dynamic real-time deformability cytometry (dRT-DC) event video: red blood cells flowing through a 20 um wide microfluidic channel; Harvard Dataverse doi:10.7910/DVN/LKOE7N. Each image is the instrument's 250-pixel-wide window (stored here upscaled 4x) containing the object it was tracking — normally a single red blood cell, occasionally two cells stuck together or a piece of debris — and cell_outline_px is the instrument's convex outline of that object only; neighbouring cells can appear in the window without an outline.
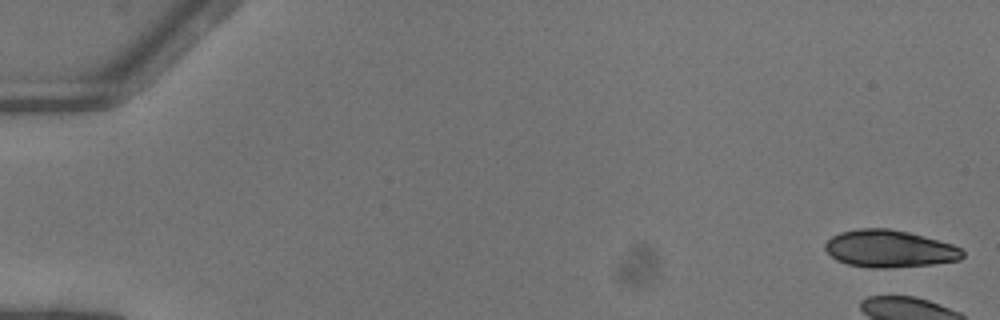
{"species": "common noctule bat (a hibernating species)", "species_latin": "Nyctalus noctula", "temperature_condition": "warm", "stored_images_in_passage": 19, "camera_frame_rate_fps": 3000, "um_per_image_px": 0.085, "animal": {"sex": "female"}, "frame": {"image": 1, "passage_image": 1, "time_ms": 0.0, "image_size_px": [1000, 320], "cell_outline_px": [[964, 256], [960, 260], [932, 264], [888, 268], [868, 268], [848, 264], [836, 260], [824, 248], [824, 244], [832, 236], [840, 232], [856, 228], [888, 228], [908, 232], [924, 236], [952, 244], [960, 248], [964, 252]], "centroid_in_image_um": [75.59, 21.14], "position_along_channel_um": 9.4, "area_um2": 29.94}}